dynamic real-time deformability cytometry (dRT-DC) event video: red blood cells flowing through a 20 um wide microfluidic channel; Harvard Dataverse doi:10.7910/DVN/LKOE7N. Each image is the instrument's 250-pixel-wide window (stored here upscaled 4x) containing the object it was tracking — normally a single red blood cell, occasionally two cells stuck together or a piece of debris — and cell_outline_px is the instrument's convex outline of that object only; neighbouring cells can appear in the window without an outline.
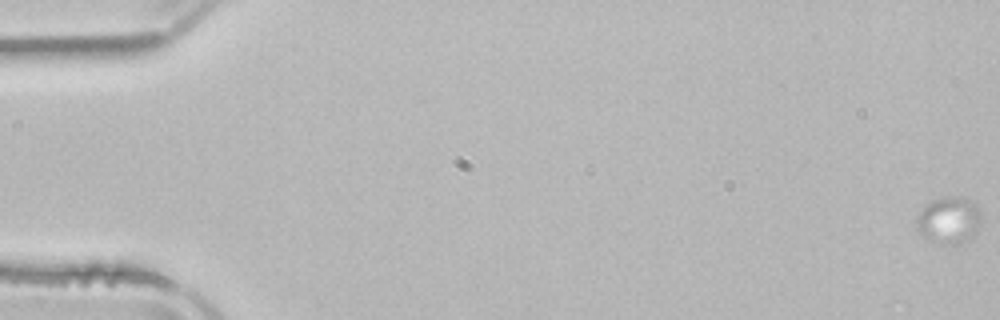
{"species": "common noctule bat (a hibernating species)", "species_latin": "Nyctalus noctula", "temperature_condition": "room temperature", "stored_images_in_passage": 5, "camera_frame_rate_fps": 3000, "um_per_image_px": 0.085, "animal": {"sex": "male", "body_mass_g": 21.5, "forearm_length_mm": 52.0}, "frame": {"image": 1, "passage_image": 1, "time_ms": 0.0, "image_size_px": [1000, 320], "cell_outline_px": [[980, 216], [976, 228], [972, 236], [968, 240], [960, 244], [944, 244], [932, 240], [924, 236], [916, 228], [916, 216], [928, 204], [944, 196], [964, 196], [976, 204], [980, 208]], "centroid_in_image_um": [80.66, 18.69], "position_along_channel_um": 4.3, "area_um2": 17.4}}